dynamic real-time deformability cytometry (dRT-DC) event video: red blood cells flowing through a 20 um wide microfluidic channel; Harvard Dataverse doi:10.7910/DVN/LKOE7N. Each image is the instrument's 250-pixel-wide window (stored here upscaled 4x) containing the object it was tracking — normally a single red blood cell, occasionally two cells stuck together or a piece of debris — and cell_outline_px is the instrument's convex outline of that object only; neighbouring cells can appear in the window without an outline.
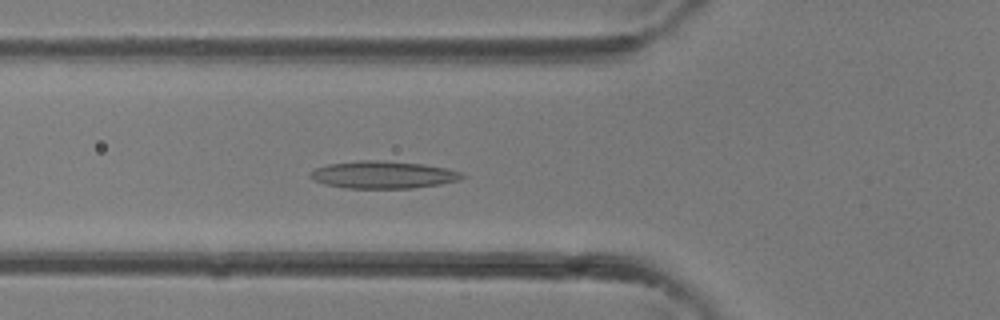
{"species": "common noctule bat (a hibernating species)", "species_latin": "Nyctalus noctula", "temperature_condition": "room temperature", "stored_images_in_passage": 29, "camera_frame_rate_fps": 3000, "um_per_image_px": 0.085, "animal": {"sex": "female"}, "frame": {"image": 1, "passage_image": 5, "time_ms": 1.333, "image_size_px": [1000, 320], "cell_outline_px": [[464, 176], [460, 180], [440, 184], [412, 188], [344, 188], [324, 184], [312, 180], [308, 176], [308, 172], [316, 168], [328, 164], [356, 160], [380, 160], [424, 164], [448, 168], [464, 172]], "centroid_in_image_um": [32.55, 14.85], "position_along_channel_um": 93.3, "area_um2": 24.57}}
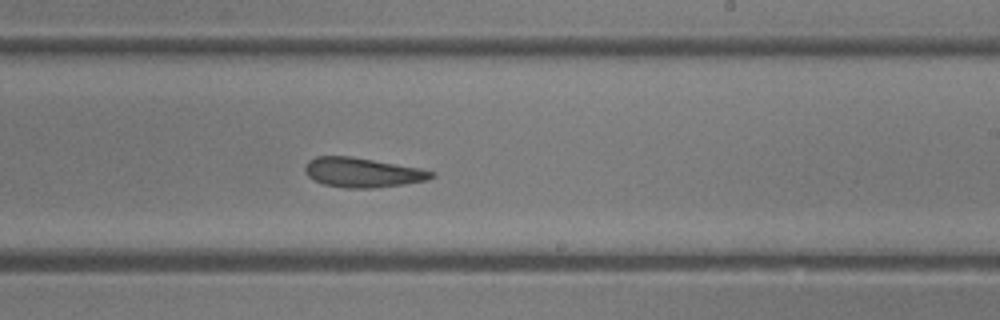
{"frame": {"image": 2, "passage_image": 14, "time_ms": 4.333, "image_size_px": [1000, 320], "cell_outline_px": [[436, 176], [428, 180], [404, 184], [376, 188], [344, 188], [324, 184], [312, 180], [304, 172], [304, 164], [308, 160], [316, 156], [352, 156], [420, 168], [436, 172]], "centroid_in_image_um": [30.8, 14.66], "position_along_channel_um": 258.2, "area_um2": 22.14}}
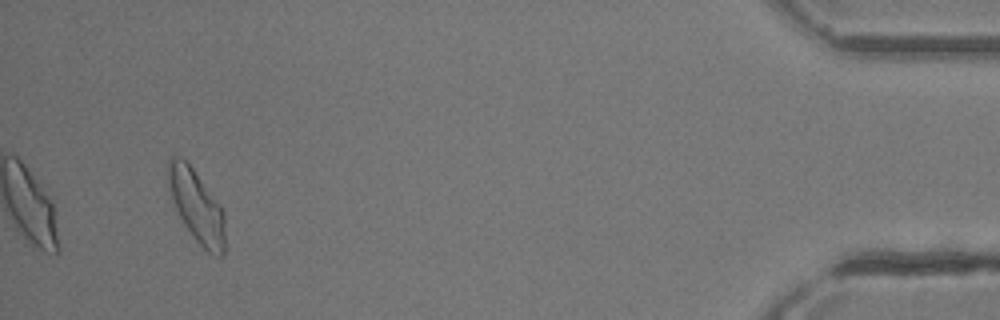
{"frame": {"image": 3, "passage_image": 27, "time_ms": 8.667, "image_size_px": [1000, 320], "cell_outline_px": [[224, 256], [216, 256], [208, 252], [196, 240], [184, 224], [168, 192], [168, 160], [172, 156], [180, 156], [192, 168], [224, 212]], "centroid_in_image_um": [16.69, 17.53], "position_along_channel_um": 418.5, "area_um2": 23.41}}